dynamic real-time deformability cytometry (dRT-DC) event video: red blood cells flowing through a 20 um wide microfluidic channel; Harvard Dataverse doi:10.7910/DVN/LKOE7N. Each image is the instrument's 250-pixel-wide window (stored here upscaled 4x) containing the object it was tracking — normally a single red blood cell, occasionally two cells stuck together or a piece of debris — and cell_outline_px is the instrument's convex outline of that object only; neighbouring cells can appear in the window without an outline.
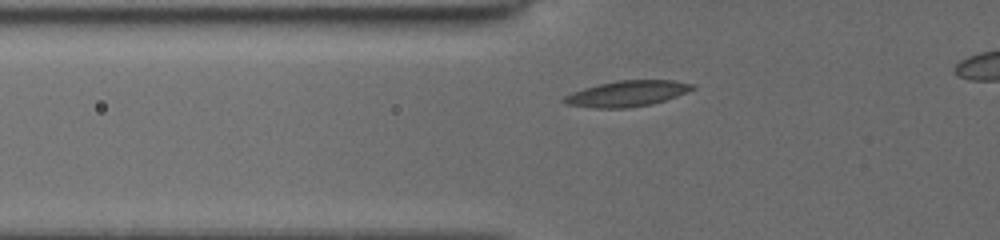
{"species": "common noctule bat (a hibernating species)", "species_latin": "Nyctalus noctula", "temperature_condition": "cold", "stored_images_in_passage": 49, "camera_frame_rate_fps": 3000, "um_per_image_px": 0.085, "animal": {"sex": "female", "body_mass_g": 19.5, "forearm_length_mm": 54.1}, "frame": {"image": 1, "passage_image": 9, "time_ms": 1.667, "image_size_px": [1000, 240], "cell_outline_px": [[696, 88], [676, 96], [652, 104], [628, 108], [596, 108], [564, 104], [560, 100], [564, 96], [572, 92], [584, 88], [616, 80], [672, 80], [696, 84]], "centroid_in_image_um": [53.29, 7.95], "position_along_channel_um": 72.5, "area_um2": 19.36}}
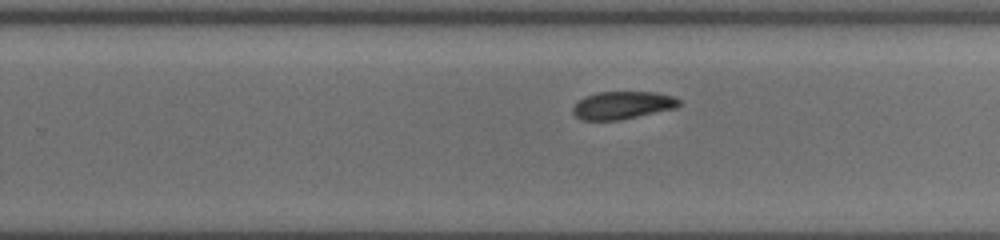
{"frame": {"image": 2, "passage_image": 31, "time_ms": 7.0, "image_size_px": [1000, 240], "cell_outline_px": [[680, 104], [676, 108], [620, 120], [580, 120], [572, 112], [572, 108], [584, 96], [600, 92], [656, 92], [672, 96], [680, 100]], "centroid_in_image_um": [52.91, 8.95], "position_along_channel_um": 276.9, "area_um2": 17.11}}
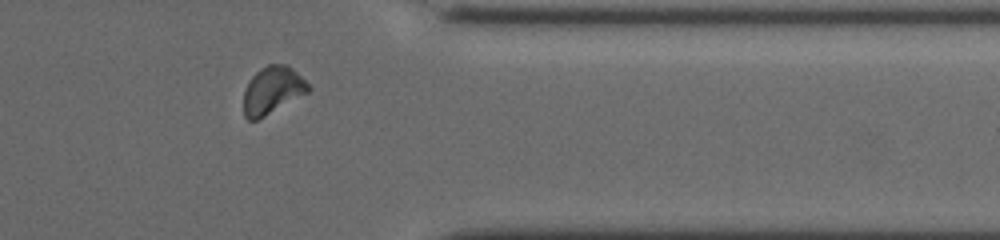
{"frame": {"image": 3, "passage_image": 46, "time_ms": 10.0, "image_size_px": [1000, 240], "cell_outline_px": [[312, 88], [308, 92], [264, 116], [256, 120], [248, 120], [244, 116], [244, 92], [252, 76], [260, 68], [268, 64], [288, 64]], "centroid_in_image_um": [23.15, 7.65], "position_along_channel_um": 388.2, "area_um2": 17.57}, "authors_computed_cell_mechanics": {"area_um2": 18.0336, "velocity_mm_per_s": 3.8844, "shape_relaxation_time_tau1_ms": 2.2466, "shape_relaxation_time_tau2_ms": 9.0973, "deformation_change_tau1": 0.0925, "deformation_change_tau2": 0.109}}